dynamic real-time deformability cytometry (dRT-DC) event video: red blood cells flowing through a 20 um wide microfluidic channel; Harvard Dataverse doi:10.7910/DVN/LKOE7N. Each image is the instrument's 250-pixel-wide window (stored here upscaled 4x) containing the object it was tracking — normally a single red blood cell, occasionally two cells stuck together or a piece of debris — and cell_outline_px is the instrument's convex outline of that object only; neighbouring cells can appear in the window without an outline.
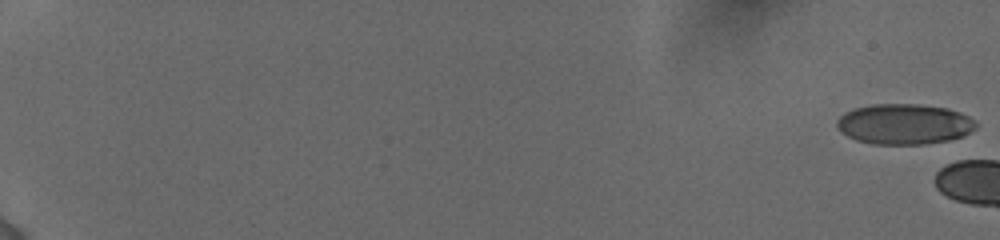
{"species": "human", "species_latin": "Homo sapiens", "temperature_condition": "cold", "stored_images_in_passage": 6, "camera_frame_rate_fps": 3000, "um_per_image_px": 0.085, "donor": {"sex": "female"}, "frame": {"image": 1, "passage_image": 1, "time_ms": 0.0, "image_size_px": [1000, 240], "cell_outline_px": [[976, 128], [960, 136], [948, 140], [924, 144], [872, 144], [856, 140], [840, 132], [836, 124], [836, 120], [844, 112], [856, 108], [872, 104], [920, 104], [948, 108], [960, 112], [976, 120]], "centroid_in_image_um": [76.84, 10.54], "position_along_channel_um": 8.2, "area_um2": 32.83}}